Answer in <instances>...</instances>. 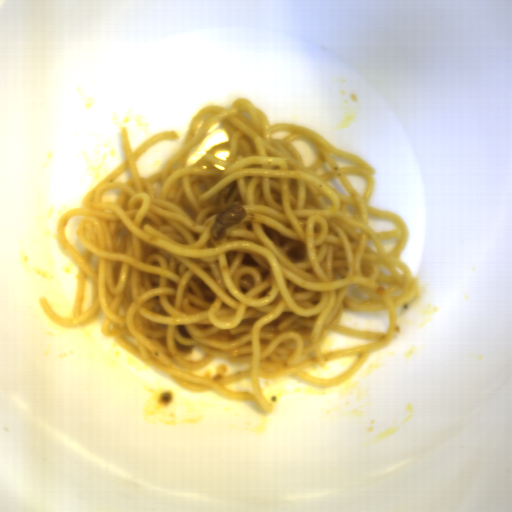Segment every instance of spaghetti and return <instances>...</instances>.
Masks as SVG:
<instances>
[{
	"instance_id": "spaghetti-1",
	"label": "spaghetti",
	"mask_w": 512,
	"mask_h": 512,
	"mask_svg": "<svg viewBox=\"0 0 512 512\" xmlns=\"http://www.w3.org/2000/svg\"><path fill=\"white\" fill-rule=\"evenodd\" d=\"M213 130H224L229 141L186 164ZM179 137L163 131L133 150L127 127H121L124 160L85 193L81 208L68 209L56 222L58 244L76 266L71 314L59 317L40 297L44 314L70 329L92 323L101 309L102 334L179 387L256 401L268 414L273 404L259 379L295 375L322 387L350 379L370 352L392 340L396 307L419 290L418 278L401 262L411 235L407 223L401 214L370 205L374 167L314 129L270 124L252 101L234 98L230 106L200 108L180 150L161 171L141 177L142 154ZM301 137L319 152L311 167L291 143ZM332 153L358 165L338 167ZM324 162L333 171L320 177L315 170ZM124 170L132 179L115 180ZM348 174L367 180L363 197ZM336 177L350 197L327 184ZM114 188L122 189L117 203L101 202ZM368 214L392 219L396 229L374 233ZM78 215L84 216L77 231L83 256L65 236L69 219ZM394 238L397 244L385 251L382 239ZM86 277L93 299L81 313ZM352 284L369 299L358 304L346 296ZM344 309H389L388 334L338 325ZM329 330L376 342L324 354ZM195 345L207 355L201 362L184 359ZM359 353L337 377L302 371ZM219 356L250 367L225 377L221 364L214 376L191 372Z\"/></svg>"
}]
</instances>
